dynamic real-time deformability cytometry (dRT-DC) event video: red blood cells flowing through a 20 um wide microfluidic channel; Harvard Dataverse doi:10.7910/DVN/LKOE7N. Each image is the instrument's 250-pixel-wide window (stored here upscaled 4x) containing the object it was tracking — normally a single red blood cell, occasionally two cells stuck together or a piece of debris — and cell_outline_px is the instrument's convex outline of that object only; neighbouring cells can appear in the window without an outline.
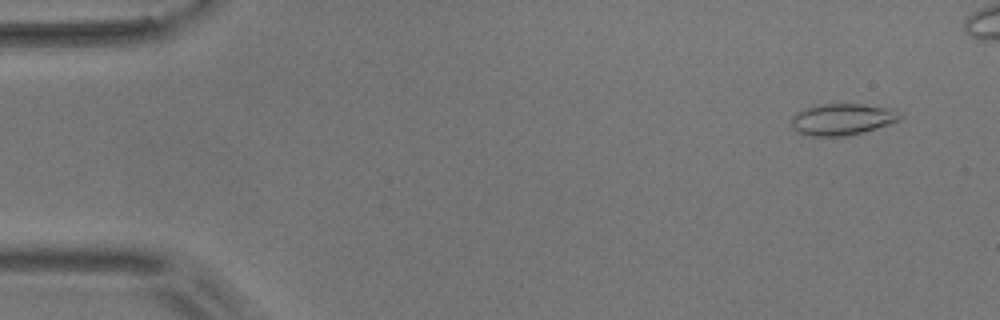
{"species": "common noctule bat (a hibernating species)", "species_latin": "Nyctalus noctula", "temperature_condition": "room temperature", "stored_images_in_passage": 50, "camera_frame_rate_fps": 3000, "um_per_image_px": 0.085, "animal": {"sex": "male", "body_mass_g": 17.9}, "frame": {"image": 1, "passage_image": 4, "time_ms": 1.0, "image_size_px": [1000, 320], "cell_outline_px": [[904, 116], [900, 120], [892, 124], [848, 136], [812, 136], [800, 132], [792, 128], [792, 116], [796, 112], [808, 108], [824, 104], [864, 104], [892, 108], [904, 112]], "centroid_in_image_um": [71.7, 10.14], "position_along_channel_um": 13.3, "area_um2": 20.17}}
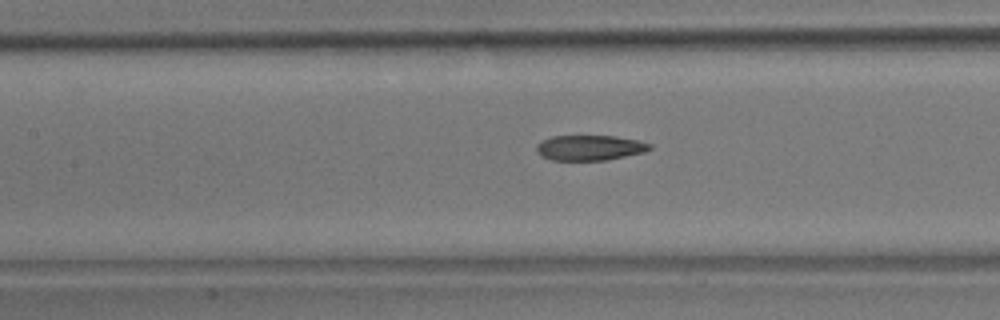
{"frame": {"image": 2, "passage_image": 25, "time_ms": 8.0, "image_size_px": [1000, 320], "cell_outline_px": [[652, 148], [644, 152], [608, 160], [552, 160], [536, 152], [536, 144], [552, 136], [616, 136], [636, 140], [652, 144]], "centroid_in_image_um": [50.14, 12.56], "position_along_channel_um": 157.3, "area_um2": 16.59}}
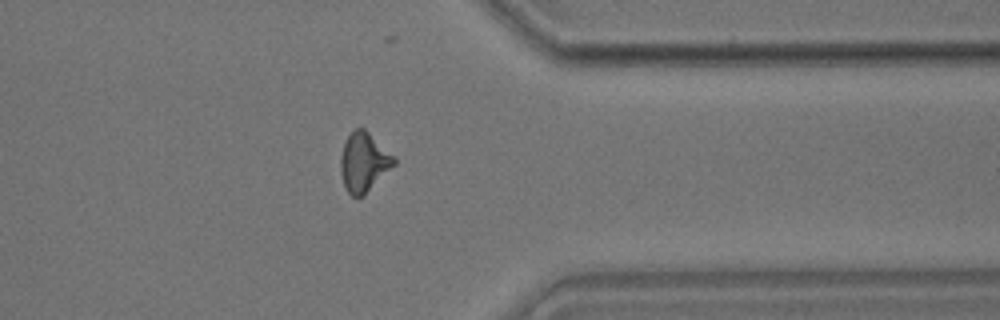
{"frame": {"image": 3, "passage_image": 44, "time_ms": 14.333, "image_size_px": [1000, 320], "cell_outline_px": [[396, 164], [364, 196], [356, 200], [348, 192], [344, 184], [340, 172], [340, 156], [344, 144], [348, 136], [356, 128], [364, 128], [396, 160]], "centroid_in_image_um": [30.9, 13.84], "position_along_channel_um": 380.5, "area_um2": 18.26}, "authors_computed_cell_mechanics": {"area_um2": 18.2359, "velocity_mm_per_s": 3.6591, "shape_relaxation_time_tau1_ms": 6.3754, "shape_relaxation_time_tau2_ms": 2.1532, "deformation_change_tau1": 0.1755, "deformation_change_tau2": 0.0889}}